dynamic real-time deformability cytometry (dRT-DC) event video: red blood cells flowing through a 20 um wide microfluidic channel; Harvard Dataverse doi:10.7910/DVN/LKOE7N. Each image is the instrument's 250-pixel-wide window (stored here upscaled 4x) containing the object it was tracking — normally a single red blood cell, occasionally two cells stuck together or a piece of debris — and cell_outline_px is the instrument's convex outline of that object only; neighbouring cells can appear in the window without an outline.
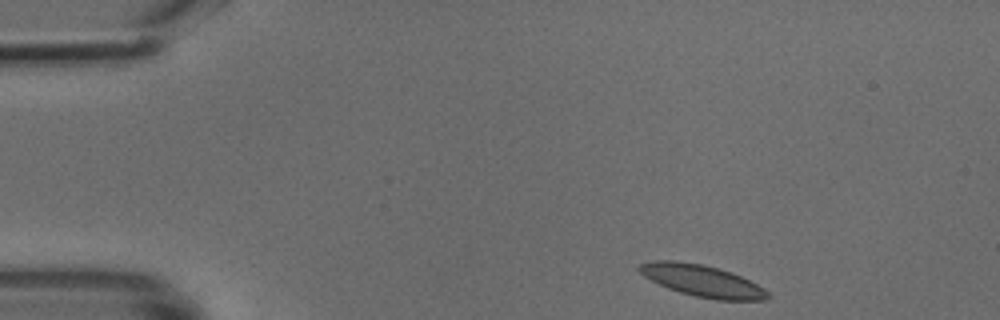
{"species": "common noctule bat (a hibernating species)", "species_latin": "Nyctalus noctula", "temperature_condition": "cold", "stored_images_in_passage": 43, "camera_frame_rate_fps": 3000, "um_per_image_px": 0.085, "animal": {"sex": "male", "body_mass_g": 18.8}, "frame": {"image": 1, "passage_image": 1, "time_ms": 0.0, "image_size_px": [1000, 320], "cell_outline_px": [[772, 296], [764, 300], [716, 300], [696, 296], [680, 292], [668, 288], [644, 276], [636, 268], [640, 264], [652, 260], [672, 260], [700, 264], [716, 268], [740, 276], [764, 288]], "centroid_in_image_um": [59.67, 23.87], "position_along_channel_um": 25.3, "area_um2": 23.41}}
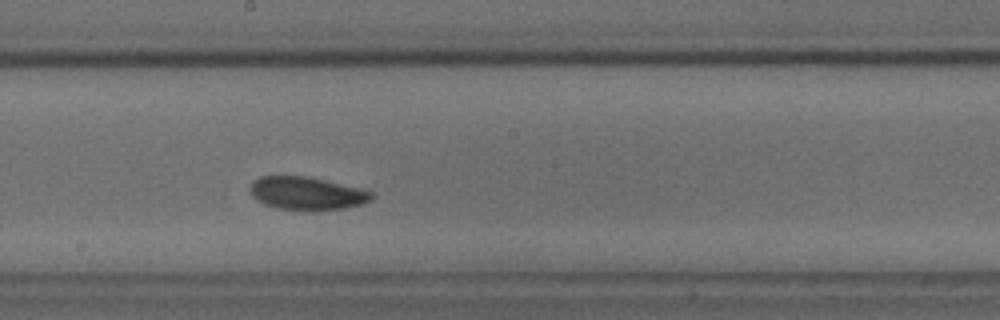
{"frame": {"image": 2, "passage_image": 21, "time_ms": 6.667, "image_size_px": [1000, 320], "cell_outline_px": [[372, 200], [348, 208], [320, 212], [304, 212], [276, 208], [264, 204], [256, 200], [252, 196], [248, 188], [252, 180], [260, 176], [308, 176], [360, 188], [372, 192]], "centroid_in_image_um": [26.04, 16.47], "position_along_channel_um": 222.2, "area_um2": 24.16}}
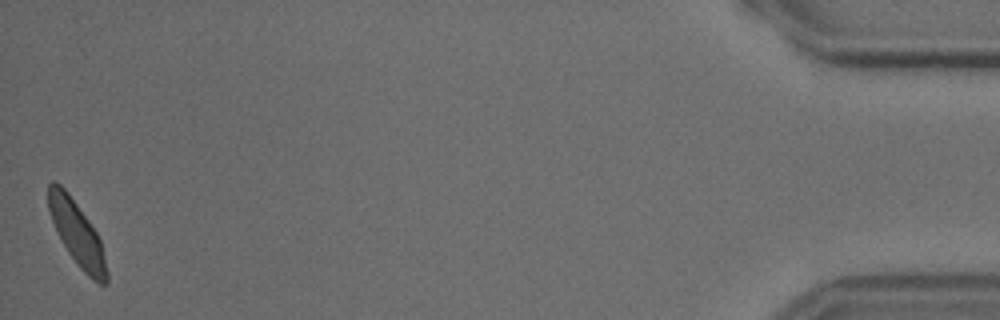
{"frame": {"image": 3, "passage_image": 43, "time_ms": 14.0, "image_size_px": [1000, 320], "cell_outline_px": [[108, 284], [100, 284], [92, 280], [76, 264], [68, 252], [52, 220], [48, 208], [48, 184], [52, 180], [60, 184], [68, 192], [88, 220], [96, 232], [100, 240], [108, 272]], "centroid_in_image_um": [6.56, 19.86], "position_along_channel_um": 428.6, "area_um2": 21.44}}